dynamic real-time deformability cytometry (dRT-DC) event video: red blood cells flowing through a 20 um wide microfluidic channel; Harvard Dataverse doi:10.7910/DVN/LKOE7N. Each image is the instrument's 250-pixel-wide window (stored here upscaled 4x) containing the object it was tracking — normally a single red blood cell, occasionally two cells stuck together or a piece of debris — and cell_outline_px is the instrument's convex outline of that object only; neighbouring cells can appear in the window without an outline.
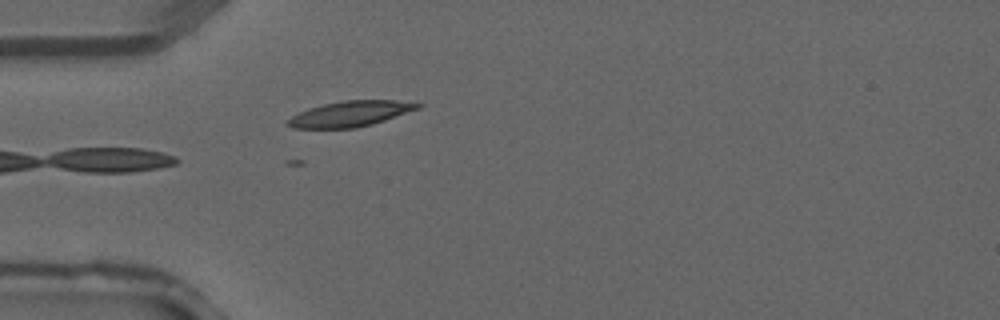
{"species": "common noctule bat (a hibernating species)", "species_latin": "Nyctalus noctula", "temperature_condition": "warm", "stored_images_in_passage": 3, "camera_frame_rate_fps": 3000, "um_per_image_px": 0.085, "animal": {"sex": "male", "forearm_length_mm": 52.5}, "frame": {"image": 1, "passage_image": 3, "time_ms": 0.667, "image_size_px": [1000, 320], "cell_outline_px": [[424, 104], [420, 108], [372, 124], [356, 128], [292, 128], [284, 124], [284, 120], [308, 108], [324, 104], [344, 100], [396, 100]], "centroid_in_image_um": [29.73, 9.67], "position_along_channel_um": 55.3, "area_um2": 19.36}}